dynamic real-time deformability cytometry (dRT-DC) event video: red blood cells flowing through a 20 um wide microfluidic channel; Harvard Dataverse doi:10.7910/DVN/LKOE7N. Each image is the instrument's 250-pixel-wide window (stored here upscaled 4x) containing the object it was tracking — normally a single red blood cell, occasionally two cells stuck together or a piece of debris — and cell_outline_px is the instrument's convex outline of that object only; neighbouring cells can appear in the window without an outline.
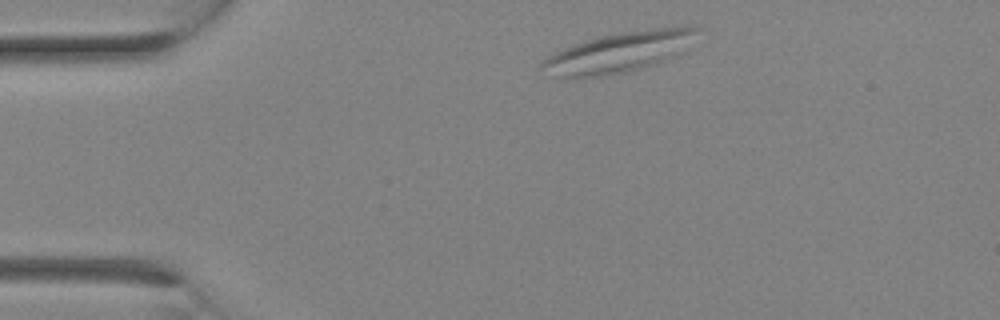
{"species": "Egyptian fruit bat (a non-hibernating species)", "species_latin": "Rousettus aegyptiacus", "temperature_condition": "room temperature", "stored_images_in_passage": 12, "camera_frame_rate_fps": 3000, "um_per_image_px": 0.085, "animal": {"sex": "female"}, "frame": {"image": 1, "passage_image": 1, "time_ms": 0.0, "image_size_px": [1000, 320], "cell_outline_px": [[700, 28], [680, 52], [672, 56], [652, 64], [624, 72], [604, 76], [576, 80], [564, 80], [540, 68], [540, 64], [548, 56], [564, 48], [584, 40], [600, 36], [624, 32], [684, 24]], "centroid_in_image_um": [52.53, 4.45], "position_along_channel_um": 32.5, "area_um2": 36.3}}
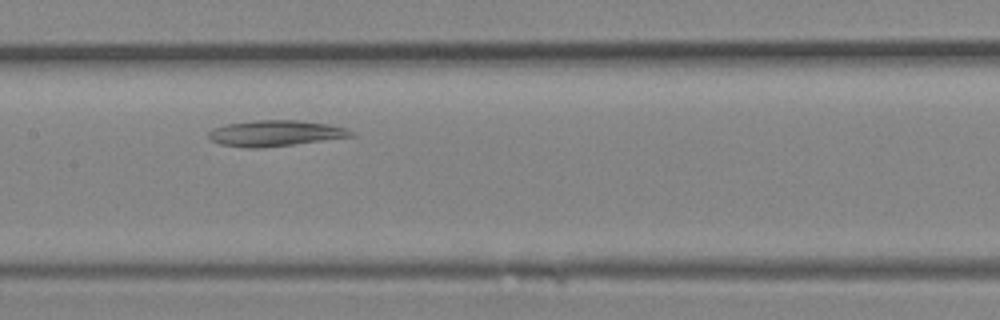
{"frame": {"image": 2, "passage_image": 9, "time_ms": 2.667, "image_size_px": [1000, 320], "cell_outline_px": [[356, 136], [260, 148], [248, 148], [220, 144], [212, 140], [208, 136], [208, 132], [212, 128], [228, 124], [256, 120], [296, 120], [328, 124], [348, 128], [356, 132]], "centroid_in_image_um": [23.44, 11.32], "position_along_channel_um": 184.0, "area_um2": 21.44}}
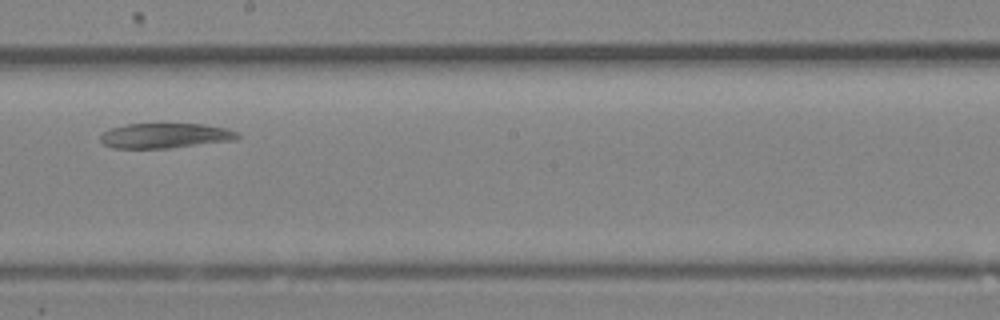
{"frame": {"image": 3, "passage_image": 11, "time_ms": 3.333, "image_size_px": [1000, 320], "cell_outline_px": [[240, 136], [236, 140], [168, 148], [112, 148], [104, 144], [100, 140], [100, 136], [104, 132], [112, 128], [128, 124], [204, 124], [228, 128], [240, 132]], "centroid_in_image_um": [14.1, 11.53], "position_along_channel_um": 234.1, "area_um2": 20.0}}